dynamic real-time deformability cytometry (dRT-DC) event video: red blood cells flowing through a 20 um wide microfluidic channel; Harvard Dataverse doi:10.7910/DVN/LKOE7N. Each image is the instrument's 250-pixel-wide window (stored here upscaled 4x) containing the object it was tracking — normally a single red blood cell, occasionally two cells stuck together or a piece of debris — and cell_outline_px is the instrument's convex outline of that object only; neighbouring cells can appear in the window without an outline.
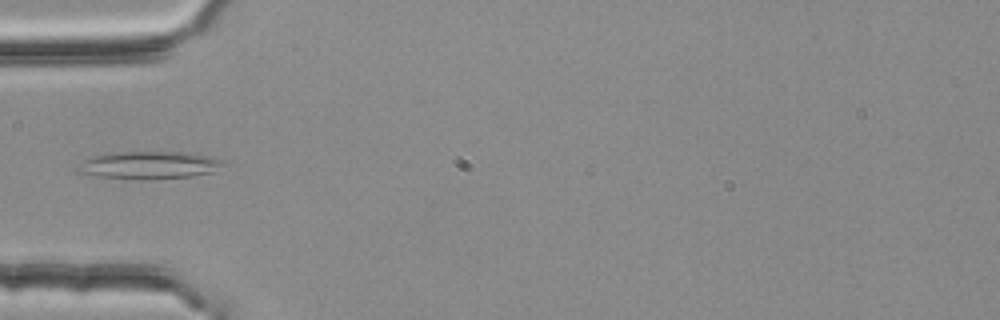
{"species": "common noctule bat (a hibernating species)", "species_latin": "Nyctalus noctula", "temperature_condition": "room temperature", "stored_images_in_passage": 5, "camera_frame_rate_fps": 3000, "um_per_image_px": 0.085, "animal": {"sex": "female", "body_mass_g": 25.1}, "frame": {"image": 1, "passage_image": 5, "time_ms": 1.333, "image_size_px": [1000, 320], "cell_outline_px": [[224, 164], [212, 172], [192, 176], [144, 180], [140, 180], [100, 176], [80, 172], [76, 168], [84, 160], [92, 156], [112, 152], [188, 152], [208, 156], [224, 160]], "centroid_in_image_um": [12.69, 14.03], "position_along_channel_um": 72.3, "area_um2": 23.29}}